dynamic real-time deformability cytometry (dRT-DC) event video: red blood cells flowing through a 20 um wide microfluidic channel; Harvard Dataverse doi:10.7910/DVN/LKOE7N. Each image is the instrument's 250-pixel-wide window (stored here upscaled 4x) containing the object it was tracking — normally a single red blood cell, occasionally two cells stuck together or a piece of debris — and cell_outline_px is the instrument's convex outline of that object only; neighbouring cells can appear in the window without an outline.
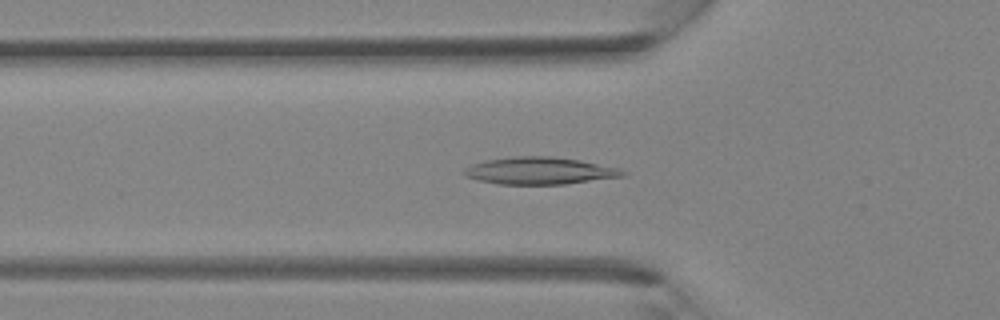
{"species": "Egyptian fruit bat (a non-hibernating species)", "species_latin": "Rousettus aegyptiacus", "temperature_condition": "room temperature", "stored_images_in_passage": 41, "camera_frame_rate_fps": 3000, "um_per_image_px": 0.085, "animal": {"sex": "female"}, "frame": {"image": 1, "passage_image": 14, "time_ms": 4.333, "image_size_px": [1000, 320], "cell_outline_px": [[628, 172], [624, 176], [564, 184], [496, 184], [464, 176], [464, 168], [472, 164], [484, 160], [512, 156], [548, 156], [580, 160], [620, 168]], "centroid_in_image_um": [45.86, 14.51], "position_along_channel_um": 79.9, "area_um2": 25.14}}
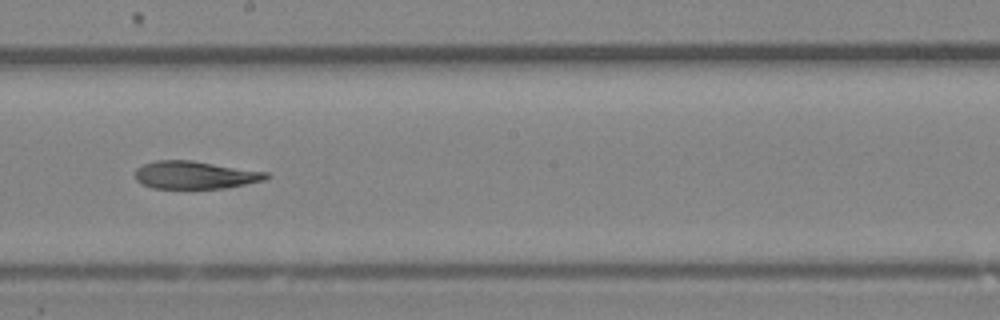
{"frame": {"image": 2, "passage_image": 23, "time_ms": 7.333, "image_size_px": [1000, 320], "cell_outline_px": [[272, 176], [264, 180], [224, 188], [152, 188], [136, 180], [136, 168], [144, 164], [156, 160], [192, 160], [268, 172]], "centroid_in_image_um": [16.6, 14.86], "position_along_channel_um": 231.6, "area_um2": 21.1}}
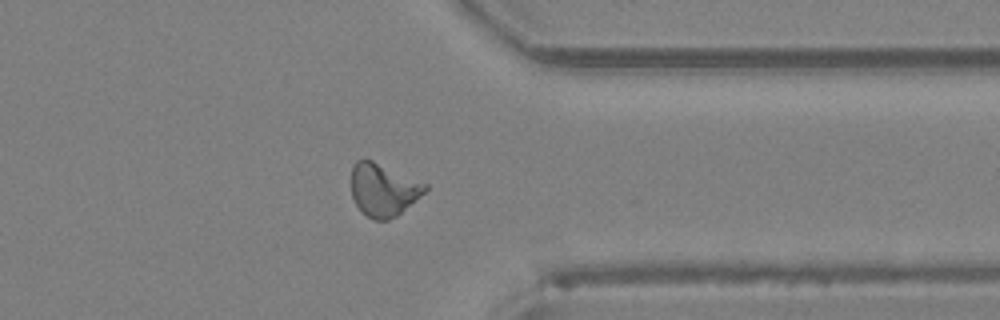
{"frame": {"image": 3, "passage_image": 32, "time_ms": 10.333, "image_size_px": [1000, 320], "cell_outline_px": [[428, 188], [424, 192], [396, 216], [388, 220], [376, 220], [368, 216], [356, 204], [352, 196], [352, 164], [356, 160], [364, 156], [428, 184]], "centroid_in_image_um": [32.56, 16.07], "position_along_channel_um": 378.8, "area_um2": 22.6}}